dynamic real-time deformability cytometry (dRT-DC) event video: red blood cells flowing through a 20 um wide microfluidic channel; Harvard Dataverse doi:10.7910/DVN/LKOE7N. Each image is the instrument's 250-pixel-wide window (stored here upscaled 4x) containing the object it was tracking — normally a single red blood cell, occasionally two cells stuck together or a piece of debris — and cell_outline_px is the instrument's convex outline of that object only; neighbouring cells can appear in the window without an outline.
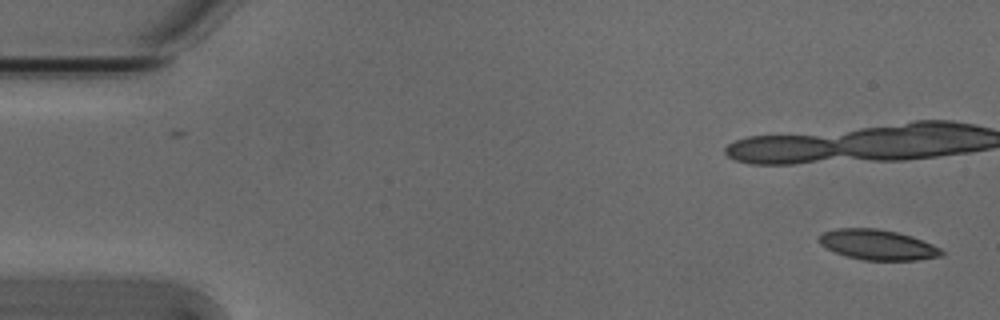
{"species": "Egyptian fruit bat (a non-hibernating species)", "species_latin": "Rousettus aegyptiacus", "temperature_condition": "cold", "stored_images_in_passage": 14, "camera_frame_rate_fps": 3000, "um_per_image_px": 0.085, "animal": {"sex": "male"}, "frame": {"image": 1, "passage_image": 1, "time_ms": 0.0, "image_size_px": [1000, 320], "cell_outline_px": [[944, 256], [916, 260], [864, 260], [848, 256], [836, 252], [820, 244], [816, 240], [824, 232], [836, 228], [876, 228], [896, 232], [912, 236], [932, 244], [940, 248], [944, 252]], "centroid_in_image_um": [74.62, 20.8], "position_along_channel_um": 10.4, "area_um2": 21.5}}